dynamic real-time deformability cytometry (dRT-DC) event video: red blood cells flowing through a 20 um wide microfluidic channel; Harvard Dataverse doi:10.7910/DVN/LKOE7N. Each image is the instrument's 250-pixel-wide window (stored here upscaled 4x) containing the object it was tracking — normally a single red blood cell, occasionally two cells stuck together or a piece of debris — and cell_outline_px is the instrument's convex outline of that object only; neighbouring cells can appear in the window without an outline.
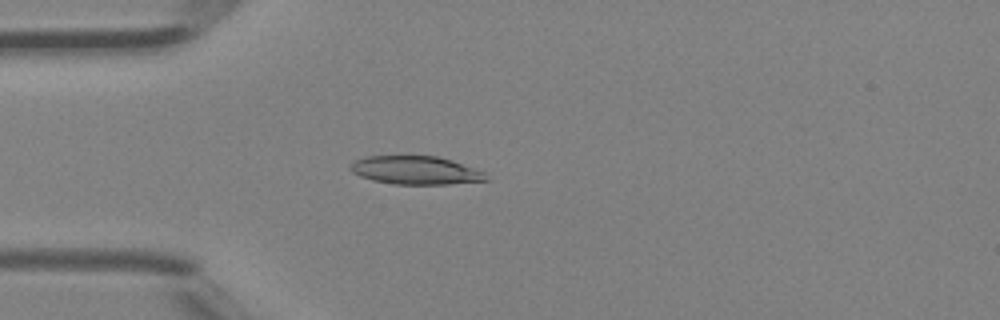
{"species": "Egyptian fruit bat (a non-hibernating species)", "species_latin": "Rousettus aegyptiacus", "temperature_condition": "room temperature", "stored_images_in_passage": 41, "camera_frame_rate_fps": 3000, "um_per_image_px": 0.085, "animal": {"sex": "female"}, "frame": {"image": 1, "passage_image": 12, "time_ms": 3.667, "image_size_px": [1000, 320], "cell_outline_px": [[488, 180], [448, 184], [392, 184], [372, 180], [360, 176], [352, 172], [348, 168], [356, 160], [364, 156], [436, 156], [452, 160], [484, 172]], "centroid_in_image_um": [35.29, 14.47], "position_along_channel_um": 49.7, "area_um2": 22.25}}
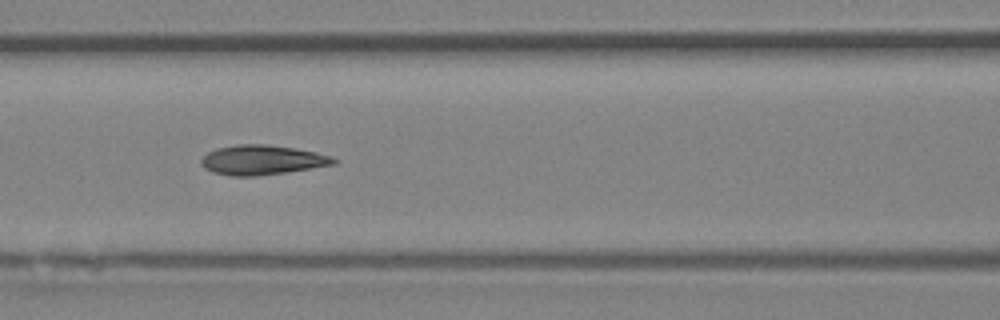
{"frame": {"image": 2, "passage_image": 19, "time_ms": 6.0, "image_size_px": [1000, 320], "cell_outline_px": [[340, 160], [336, 164], [312, 168], [256, 176], [232, 176], [212, 172], [204, 168], [200, 164], [200, 160], [208, 152], [216, 148], [236, 144], [268, 144], [296, 148], [316, 152], [332, 156]], "centroid_in_image_um": [22.29, 13.59], "position_along_channel_um": 144.3, "area_um2": 23.12}}
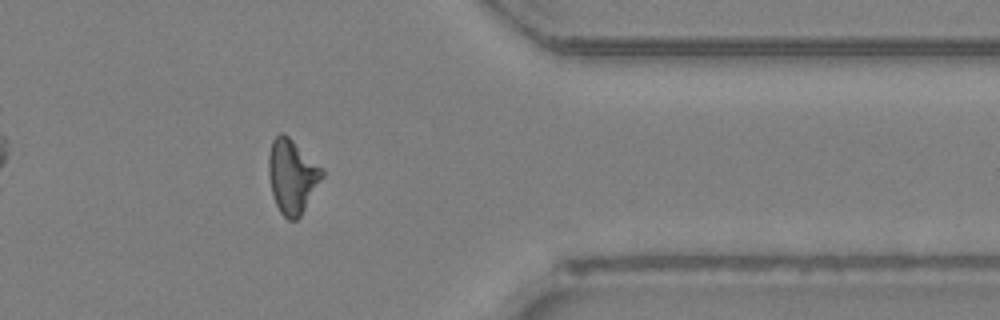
{"frame": {"image": 3, "passage_image": 36, "time_ms": 11.667, "image_size_px": [1000, 320], "cell_outline_px": [[324, 176], [300, 216], [296, 220], [288, 220], [280, 212], [272, 196], [268, 172], [268, 156], [272, 140], [280, 132], [284, 132], [324, 168]], "centroid_in_image_um": [24.83, 14.96], "position_along_channel_um": 386.6, "area_um2": 23.29}}